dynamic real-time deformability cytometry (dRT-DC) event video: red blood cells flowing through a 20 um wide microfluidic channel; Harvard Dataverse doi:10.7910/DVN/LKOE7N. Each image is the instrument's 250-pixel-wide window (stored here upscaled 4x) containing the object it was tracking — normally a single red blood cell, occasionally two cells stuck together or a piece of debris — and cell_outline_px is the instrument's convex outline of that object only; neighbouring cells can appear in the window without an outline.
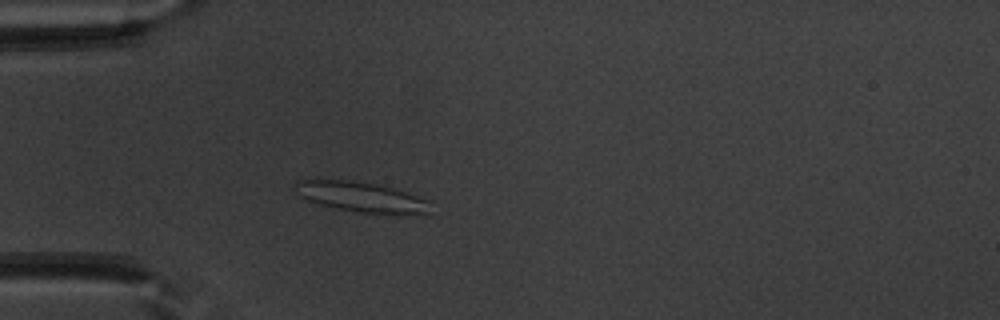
{"species": "common noctule bat (a hibernating species)", "species_latin": "Nyctalus noctula", "temperature_condition": "warm", "stored_images_in_passage": 37, "camera_frame_rate_fps": 3000, "um_per_image_px": 0.085, "animal": {"sex": "male", "body_mass_g": 20.1, "forearm_length_mm": 53.5}, "frame": {"image": 1, "passage_image": 1, "time_ms": 0.0, "image_size_px": [1000, 320], "cell_outline_px": [[432, 212], [360, 212], [336, 208], [320, 204], [308, 200], [300, 196], [292, 184], [300, 180], [316, 176], [320, 176], [352, 180], [392, 188], [432, 200]], "centroid_in_image_um": [30.58, 16.66], "position_along_channel_um": 54.4, "area_um2": 23.87}}
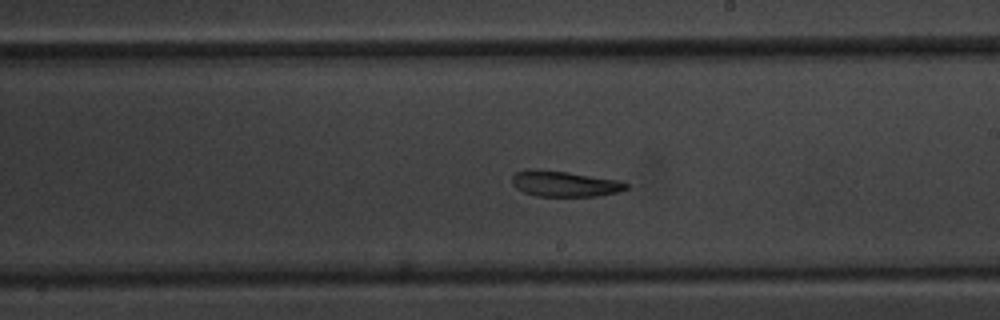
{"frame": {"image": 2, "passage_image": 16, "time_ms": 5.0, "image_size_px": [1000, 320], "cell_outline_px": [[628, 188], [620, 192], [596, 196], [536, 196], [524, 192], [516, 188], [512, 184], [512, 176], [516, 172], [528, 168], [536, 168], [568, 172], [620, 180], [628, 184]], "centroid_in_image_um": [47.97, 15.61], "position_along_channel_um": 241.0, "area_um2": 17.34}}
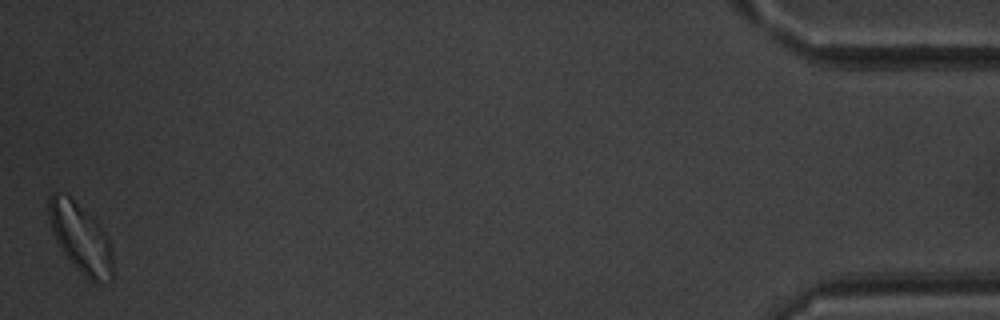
{"frame": {"image": 3, "passage_image": 37, "time_ms": 12.0, "image_size_px": [1000, 320], "cell_outline_px": [[112, 280], [100, 284], [92, 284], [68, 260], [56, 240], [48, 216], [48, 196], [52, 192], [60, 192], [68, 196], [92, 216], [96, 220], [108, 236], [112, 252]], "centroid_in_image_um": [6.87, 20.27], "position_along_channel_um": 428.3, "area_um2": 26.13}, "authors_computed_cell_mechanics": {"area_um2": 18.5538, "velocity_mm_per_s": 3.9213, "shape_relaxation_time_tau1_ms": 5.8178, "shape_relaxation_time_tau2_ms": 3.6644, "deformation_change_tau1": 0.1724, "deformation_change_tau2": 0.1164}}